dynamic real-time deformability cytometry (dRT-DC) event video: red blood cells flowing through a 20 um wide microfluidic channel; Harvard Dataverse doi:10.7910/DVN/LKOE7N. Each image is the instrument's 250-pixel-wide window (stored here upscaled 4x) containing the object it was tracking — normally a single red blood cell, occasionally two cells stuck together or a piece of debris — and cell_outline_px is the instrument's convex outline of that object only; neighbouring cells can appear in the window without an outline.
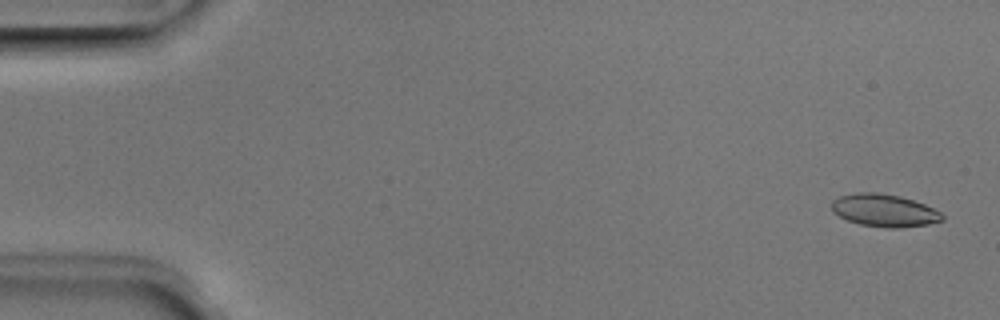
{"species": "Egyptian fruit bat (a non-hibernating species)", "species_latin": "Rousettus aegyptiacus", "temperature_condition": "room temperature", "stored_images_in_passage": 51, "camera_frame_rate_fps": 3000, "um_per_image_px": 0.085, "animal": {"sex": "male"}, "frame": {"image": 1, "passage_image": 2, "time_ms": 0.333, "image_size_px": [1000, 320], "cell_outline_px": [[944, 220], [928, 224], [900, 228], [884, 228], [860, 224], [848, 220], [832, 212], [832, 200], [840, 196], [856, 192], [876, 192], [900, 196], [924, 204], [940, 212], [944, 216]], "centroid_in_image_um": [75.16, 17.89], "position_along_channel_um": 9.8, "area_um2": 20.98}}
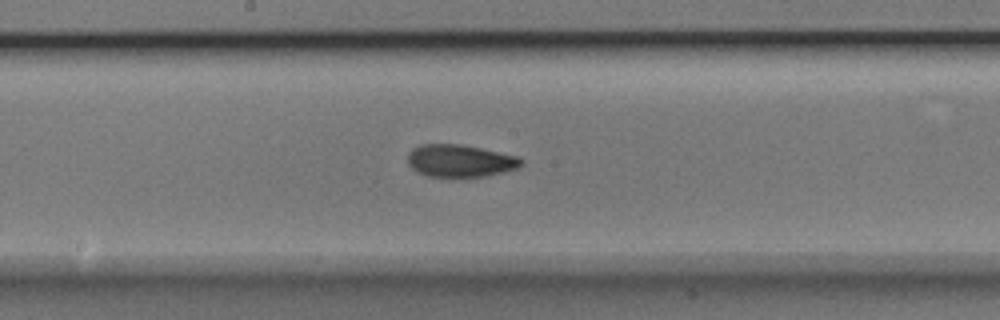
{"frame": {"image": 2, "passage_image": 27, "time_ms": 8.667, "image_size_px": [1000, 320], "cell_outline_px": [[524, 160], [516, 168], [504, 172], [484, 176], [428, 176], [416, 172], [408, 164], [408, 152], [412, 148], [420, 144], [460, 144], [480, 148], [516, 156]], "centroid_in_image_um": [39.05, 13.66], "position_along_channel_um": 209.2, "area_um2": 21.21}}
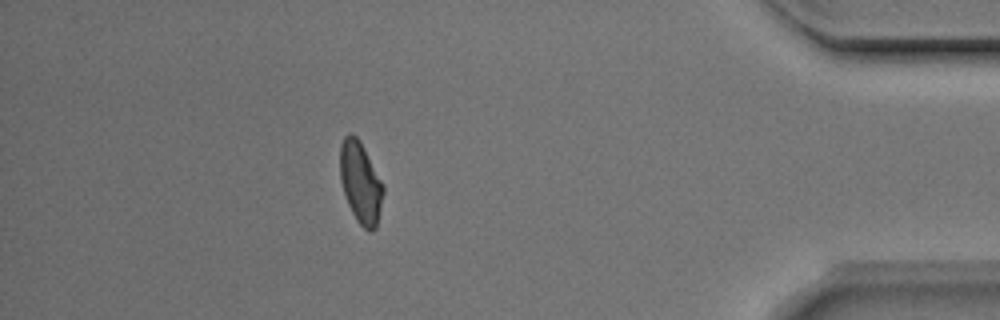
{"frame": {"image": 3, "passage_image": 45, "time_ms": 14.667, "image_size_px": [1000, 320], "cell_outline_px": [[384, 192], [376, 228], [372, 232], [368, 232], [356, 220], [348, 204], [340, 180], [340, 144], [344, 136], [348, 132], [352, 132], [360, 140], [384, 188]], "centroid_in_image_um": [30.63, 15.51], "position_along_channel_um": 404.6, "area_um2": 20.4}, "authors_computed_cell_mechanics": {"area_um2": 21.2126, "velocity_mm_per_s": 4.0091, "shape_relaxation_time_tau1_ms": 4.949, "shape_relaxation_time_tau2_ms": 2.2109, "deformation_change_tau1": 0.1313, "deformation_change_tau2": 0.083}}